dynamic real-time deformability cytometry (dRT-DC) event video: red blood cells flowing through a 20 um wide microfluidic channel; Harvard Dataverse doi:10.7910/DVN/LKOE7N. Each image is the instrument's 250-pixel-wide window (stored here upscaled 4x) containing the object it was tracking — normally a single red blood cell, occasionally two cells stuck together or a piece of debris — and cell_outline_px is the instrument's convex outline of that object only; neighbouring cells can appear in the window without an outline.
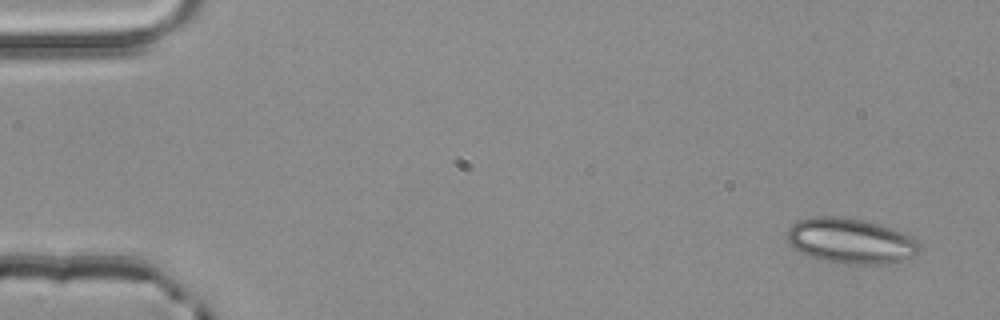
{"species": "common noctule bat (a hibernating species)", "species_latin": "Nyctalus noctula", "temperature_condition": "room temperature", "stored_images_in_passage": 2, "camera_frame_rate_fps": 3000, "um_per_image_px": 0.085, "animal": {"sex": "male", "body_mass_g": 20.4}, "frame": {"image": 1, "passage_image": 2, "time_ms": 0.333, "image_size_px": [1000, 320], "cell_outline_px": [[920, 252], [916, 256], [884, 264], [852, 264], [824, 260], [808, 256], [800, 252], [784, 236], [788, 228], [792, 224], [800, 220], [812, 216], [840, 216], [860, 220], [892, 228], [904, 232], [916, 240], [920, 244]], "centroid_in_image_um": [72.31, 20.47], "position_along_channel_um": 12.7, "area_um2": 34.85}}